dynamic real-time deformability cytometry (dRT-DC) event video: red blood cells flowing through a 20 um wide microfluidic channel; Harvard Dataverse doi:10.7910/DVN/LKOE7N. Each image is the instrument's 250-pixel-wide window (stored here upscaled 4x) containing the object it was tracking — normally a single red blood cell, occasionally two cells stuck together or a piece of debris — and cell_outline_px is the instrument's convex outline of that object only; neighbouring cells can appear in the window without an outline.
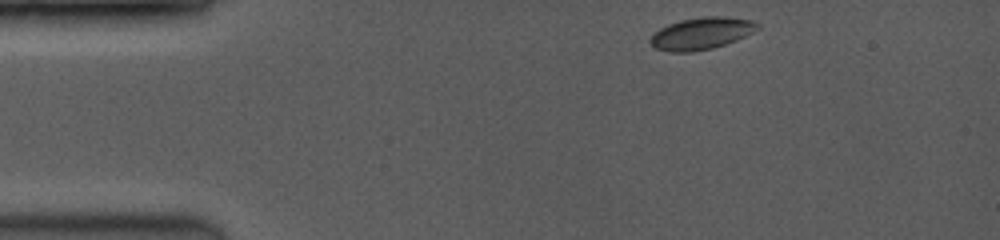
{"species": "common noctule bat (a hibernating species)", "species_latin": "Nyctalus noctula", "temperature_condition": "room temperature", "stored_images_in_passage": 13, "camera_frame_rate_fps": 3500, "um_per_image_px": 0.085, "animal": {"sex": "female", "body_mass_g": 19.0, "forearm_length_mm": 53.3}, "frame": {"image": 1, "passage_image": 1, "time_ms": 0.0, "image_size_px": [1000, 240], "cell_outline_px": [[760, 28], [736, 40], [712, 48], [692, 52], [668, 52], [652, 48], [648, 40], [660, 28], [668, 24], [680, 20], [704, 16], [724, 16], [752, 20], [760, 24]], "centroid_in_image_um": [59.59, 2.84], "position_along_channel_um": 25.4, "area_um2": 20.11}}
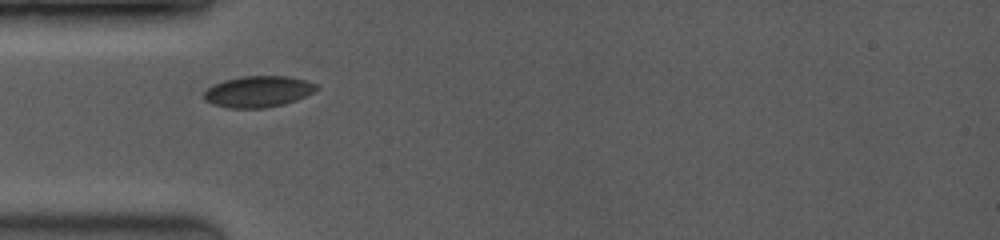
{"frame": {"image": 2, "passage_image": 6, "time_ms": 2.571, "image_size_px": [1000, 240], "cell_outline_px": [[320, 88], [296, 100], [284, 104], [268, 108], [228, 108], [212, 104], [204, 100], [204, 92], [208, 88], [224, 80], [240, 76], [288, 76], [304, 80], [316, 84]], "centroid_in_image_um": [21.93, 7.79], "position_along_channel_um": 63.1, "area_um2": 20.46}}
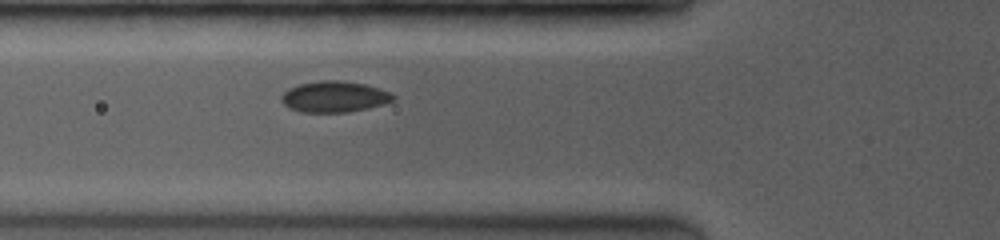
{"frame": {"image": 3, "passage_image": 11, "time_ms": 3.429, "image_size_px": [1000, 240], "cell_outline_px": [[396, 96], [392, 100], [368, 108], [348, 112], [300, 112], [288, 108], [280, 100], [280, 96], [288, 88], [300, 84], [320, 80], [340, 80], [364, 84], [388, 92]], "centroid_in_image_um": [28.34, 8.22], "position_along_channel_um": 97.5, "area_um2": 20.06}}